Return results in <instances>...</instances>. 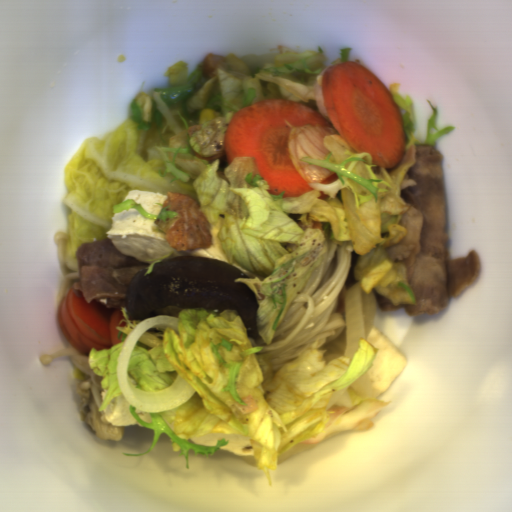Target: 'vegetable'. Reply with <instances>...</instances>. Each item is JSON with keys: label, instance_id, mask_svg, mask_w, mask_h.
<instances>
[{"label": "vegetable", "instance_id": "2", "mask_svg": "<svg viewBox=\"0 0 512 512\" xmlns=\"http://www.w3.org/2000/svg\"><path fill=\"white\" fill-rule=\"evenodd\" d=\"M176 329L140 335L130 354L128 373L141 391L158 392L179 376L195 392L173 410L149 413L143 421L136 408L129 412L140 425L154 431L147 455L166 434L173 451L185 457L209 458L229 445L189 442L206 433L247 437L259 471L272 486L270 471L278 470L280 456L294 445H313L330 434L366 431L392 401L364 399L353 384L373 366L377 351L360 339L354 356L341 355L326 362V350H306L275 373L263 348L234 309L184 308Z\"/></svg>", "mask_w": 512, "mask_h": 512}, {"label": "vegetable", "instance_id": "4", "mask_svg": "<svg viewBox=\"0 0 512 512\" xmlns=\"http://www.w3.org/2000/svg\"><path fill=\"white\" fill-rule=\"evenodd\" d=\"M156 205L160 206V212L158 215H153L145 211L144 207L141 204H138L133 199H128L123 202H120V204L113 205L111 208L112 214H120L122 211H129L130 208H134L136 211H138L143 217L146 219L151 220H158L161 219L163 222L167 224V220L169 218H176L178 215V212L168 210V207H171L169 205H165L163 207L162 203H155Z\"/></svg>", "mask_w": 512, "mask_h": 512}, {"label": "vegetable", "instance_id": "1", "mask_svg": "<svg viewBox=\"0 0 512 512\" xmlns=\"http://www.w3.org/2000/svg\"><path fill=\"white\" fill-rule=\"evenodd\" d=\"M351 49H341L339 58L329 61L321 46L298 51L279 43L264 54H231L210 77H205L203 65L188 76L187 63L178 60L162 74L168 87L140 90L128 103L137 127H156L160 139L155 148L163 164L158 175L192 182L200 213L207 223L218 225L223 257L252 273L233 282L253 292L255 324L265 346L271 345L294 296L325 255L328 240L351 243L358 256L353 276L367 295L374 289L394 307L416 303L405 263L390 260L386 251L406 234L399 222L410 205L401 191L417 184L407 176L416 163L417 146L434 147L455 126L439 128L438 109L427 98L432 114L425 140L417 139L413 97L402 96L401 82H396L387 90L403 120L401 160L384 169L367 151L353 150L330 122L322 96L326 69L349 62ZM266 99L304 103L333 127L301 125L290 131L291 158L313 189L298 197L269 194L254 157H236L228 165L225 154L208 162L193 152L214 156L223 150L225 126L233 113ZM205 107L214 109L215 118L188 138V127L198 124ZM335 173L338 180L320 183Z\"/></svg>", "mask_w": 512, "mask_h": 512}, {"label": "vegetable", "instance_id": "3", "mask_svg": "<svg viewBox=\"0 0 512 512\" xmlns=\"http://www.w3.org/2000/svg\"><path fill=\"white\" fill-rule=\"evenodd\" d=\"M120 311L124 317L116 327L119 341L106 350H97L93 346L88 354V364L93 374L102 376L103 378L101 381V389H107L104 401L97 412L104 411L111 401L122 394L117 375L119 357L130 331L142 321L129 319L127 307L125 306H121Z\"/></svg>", "mask_w": 512, "mask_h": 512}]
</instances>
